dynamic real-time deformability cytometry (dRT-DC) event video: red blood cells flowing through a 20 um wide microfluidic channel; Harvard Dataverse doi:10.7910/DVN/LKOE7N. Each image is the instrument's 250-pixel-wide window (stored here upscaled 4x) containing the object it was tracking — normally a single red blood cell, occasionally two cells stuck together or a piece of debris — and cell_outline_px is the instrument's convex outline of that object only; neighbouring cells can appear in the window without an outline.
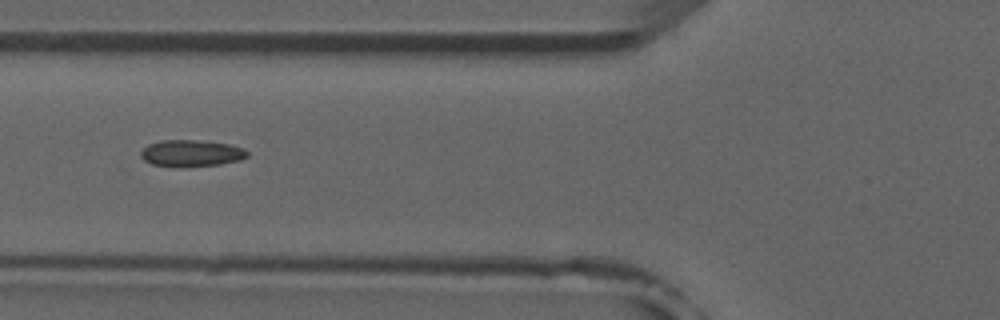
{"species": "common noctule bat (a hibernating species)", "species_latin": "Nyctalus noctula", "temperature_condition": "room temperature", "stored_images_in_passage": 9, "camera_frame_rate_fps": 3000, "um_per_image_px": 0.085, "animal": {"sex": "male", "forearm_length_mm": 52.5}, "frame": {"image": 1, "passage_image": 6, "time_ms": 6.0, "image_size_px": [1000, 320], "cell_outline_px": [[248, 156], [240, 160], [220, 164], [152, 164], [144, 160], [140, 156], [140, 152], [148, 144], [160, 140], [192, 140], [228, 144], [244, 148], [248, 152]], "centroid_in_image_um": [16.27, 12.98], "position_along_channel_um": 109.5, "area_um2": 15.66}}
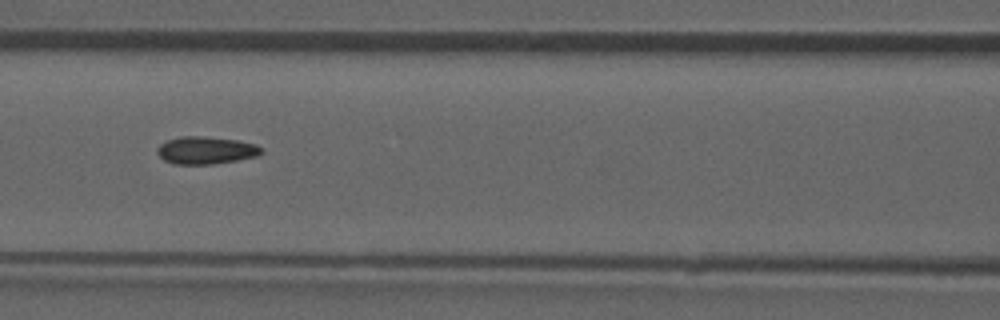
{"frame": {"image": 2, "passage_image": 7, "time_ms": 7.0, "image_size_px": [1000, 320], "cell_outline_px": [[260, 152], [256, 156], [236, 160], [212, 164], [172, 164], [164, 160], [156, 152], [156, 148], [160, 144], [168, 140], [180, 136], [200, 136], [240, 140], [256, 144], [260, 148]], "centroid_in_image_um": [17.45, 12.77], "position_along_channel_um": 149.2, "area_um2": 16.59}}